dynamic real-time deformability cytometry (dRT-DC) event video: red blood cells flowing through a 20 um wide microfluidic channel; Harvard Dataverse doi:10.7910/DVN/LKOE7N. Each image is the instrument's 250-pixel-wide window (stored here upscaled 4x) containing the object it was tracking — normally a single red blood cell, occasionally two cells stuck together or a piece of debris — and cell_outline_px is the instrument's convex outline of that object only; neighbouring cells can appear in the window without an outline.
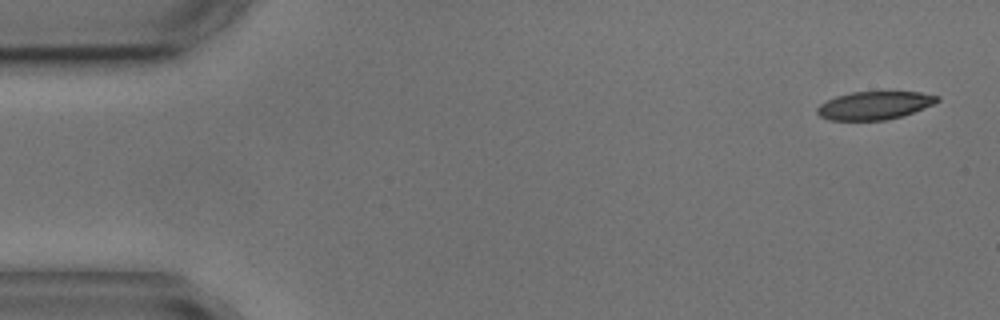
{"species": "common noctule bat (a hibernating species)", "species_latin": "Nyctalus noctula", "temperature_condition": "cold", "stored_images_in_passage": 5, "camera_frame_rate_fps": 3000, "um_per_image_px": 0.085, "animal": {"sex": "male", "body_mass_g": 17.9, "forearm_length_mm": 54.2}, "frame": {"image": 1, "passage_image": 1, "time_ms": 0.0, "image_size_px": [1000, 320], "cell_outline_px": [[940, 100], [924, 108], [904, 116], [884, 120], [828, 120], [820, 116], [816, 112], [816, 108], [820, 104], [836, 96], [852, 92], [920, 92], [940, 96]], "centroid_in_image_um": [74.33, 8.96], "position_along_channel_um": 10.7, "area_um2": 19.65}}